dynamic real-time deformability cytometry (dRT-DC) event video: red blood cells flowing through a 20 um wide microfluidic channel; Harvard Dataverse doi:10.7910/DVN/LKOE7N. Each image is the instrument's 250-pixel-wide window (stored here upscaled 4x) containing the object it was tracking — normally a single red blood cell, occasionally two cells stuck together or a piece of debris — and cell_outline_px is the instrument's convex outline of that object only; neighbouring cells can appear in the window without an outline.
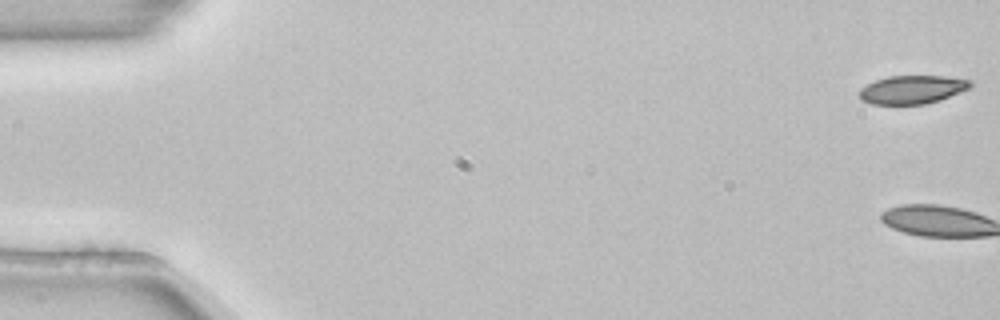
{"species": "common noctule bat (a hibernating species)", "species_latin": "Nyctalus noctula", "temperature_condition": "room temperature", "stored_images_in_passage": 3, "camera_frame_rate_fps": 3000, "um_per_image_px": 0.085, "animal": {"sex": "female", "body_mass_g": 22.7, "forearm_length_mm": 54.2}, "frame": {"image": 1, "passage_image": 1, "time_ms": 0.0, "image_size_px": [1000, 320], "cell_outline_px": [[972, 84], [968, 88], [960, 92], [940, 100], [924, 104], [872, 104], [860, 100], [856, 92], [860, 88], [876, 80], [888, 76], [944, 76], [972, 80]], "centroid_in_image_um": [77.49, 7.61], "position_along_channel_um": 7.5, "area_um2": 18.44}}